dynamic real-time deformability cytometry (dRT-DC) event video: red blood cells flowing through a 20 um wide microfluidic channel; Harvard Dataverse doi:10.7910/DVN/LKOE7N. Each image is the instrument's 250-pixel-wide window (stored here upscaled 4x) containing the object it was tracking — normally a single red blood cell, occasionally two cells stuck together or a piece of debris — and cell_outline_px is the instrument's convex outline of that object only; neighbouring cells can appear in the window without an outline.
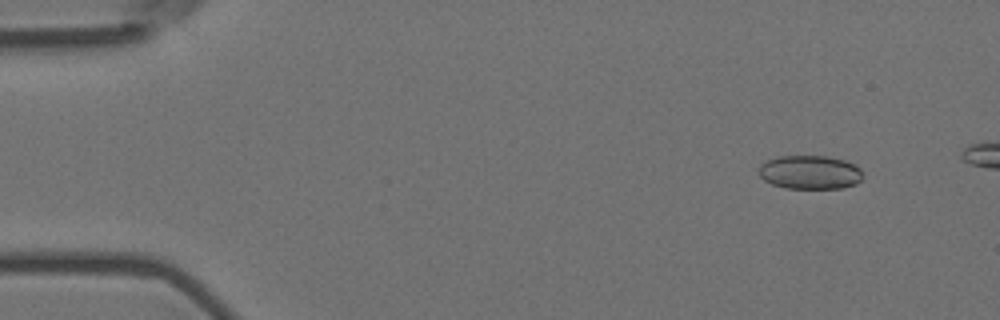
{"species": "Egyptian fruit bat (a non-hibernating species)", "species_latin": "Rousettus aegyptiacus", "temperature_condition": "room temperature", "stored_images_in_passage": 5, "camera_frame_rate_fps": 3000, "um_per_image_px": 0.085, "animal": {"sex": "female"}, "frame": {"image": 1, "passage_image": 2, "time_ms": 0.333, "image_size_px": [1000, 320], "cell_outline_px": [[864, 176], [856, 184], [844, 188], [784, 188], [772, 184], [764, 180], [760, 176], [760, 164], [776, 156], [828, 156], [844, 160], [856, 164], [860, 168]], "centroid_in_image_um": [68.88, 14.64], "position_along_channel_um": 16.1, "area_um2": 20.63}}